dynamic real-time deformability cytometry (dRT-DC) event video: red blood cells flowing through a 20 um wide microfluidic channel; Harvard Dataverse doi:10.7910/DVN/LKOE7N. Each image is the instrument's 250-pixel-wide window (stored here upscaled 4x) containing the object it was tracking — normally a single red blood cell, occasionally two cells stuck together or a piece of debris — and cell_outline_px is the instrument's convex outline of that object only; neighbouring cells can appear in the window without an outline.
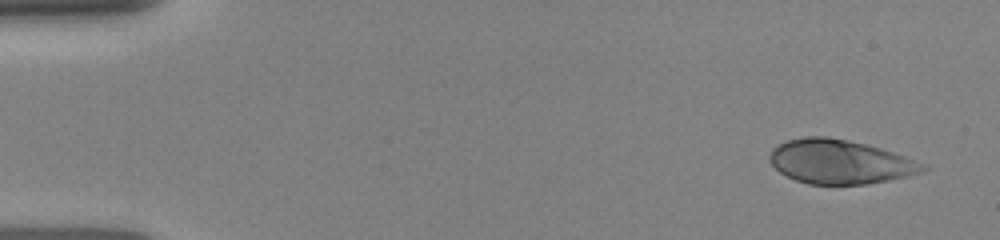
{"species": "human", "species_latin": "Homo sapiens", "temperature_condition": "room temperature", "stored_images_in_passage": 18, "camera_frame_rate_fps": 3000, "um_per_image_px": 0.085, "donor": {"sex": "female"}, "frame": {"image": 1, "passage_image": 1, "time_ms": 0.0, "image_size_px": [1000, 240], "cell_outline_px": [[928, 168], [924, 172], [908, 176], [868, 184], [808, 184], [796, 180], [780, 172], [768, 160], [768, 156], [772, 148], [788, 140], [804, 136], [824, 136], [848, 140], [880, 148], [928, 164]], "centroid_in_image_um": [71.4, 13.75], "position_along_channel_um": 13.6, "area_um2": 39.36}}
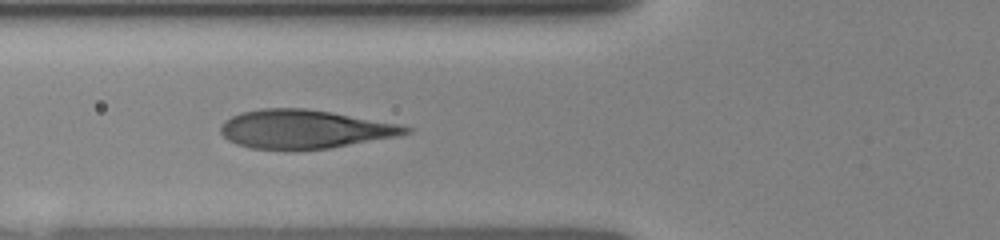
{"frame": {"image": 2, "passage_image": 11, "time_ms": 5.0, "image_size_px": [1000, 240], "cell_outline_px": [[412, 132], [396, 136], [328, 148], [252, 148], [236, 144], [228, 140], [220, 132], [220, 124], [224, 120], [240, 112], [260, 108], [304, 108], [332, 112], [400, 124], [412, 128]], "centroid_in_image_um": [25.85, 10.95], "position_along_channel_um": 99.9, "area_um2": 41.15}}
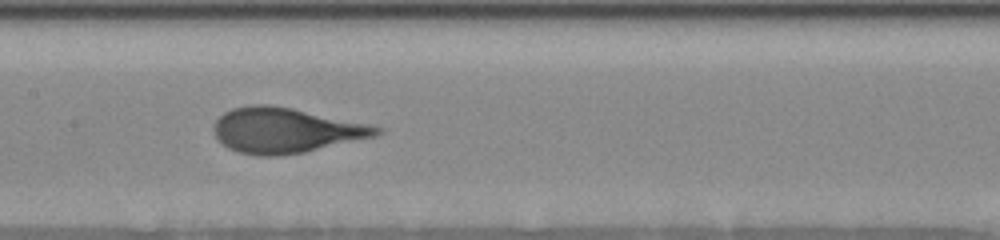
{"frame": {"image": 3, "passage_image": 16, "time_ms": 7.0, "image_size_px": [1000, 240], "cell_outline_px": [[384, 132], [376, 136], [304, 152], [280, 156], [260, 156], [236, 152], [228, 148], [216, 136], [216, 120], [224, 112], [232, 108], [252, 104], [268, 104], [292, 108], [372, 124], [384, 128]], "centroid_in_image_um": [24.33, 11.07], "position_along_channel_um": 183.1, "area_um2": 42.83}}